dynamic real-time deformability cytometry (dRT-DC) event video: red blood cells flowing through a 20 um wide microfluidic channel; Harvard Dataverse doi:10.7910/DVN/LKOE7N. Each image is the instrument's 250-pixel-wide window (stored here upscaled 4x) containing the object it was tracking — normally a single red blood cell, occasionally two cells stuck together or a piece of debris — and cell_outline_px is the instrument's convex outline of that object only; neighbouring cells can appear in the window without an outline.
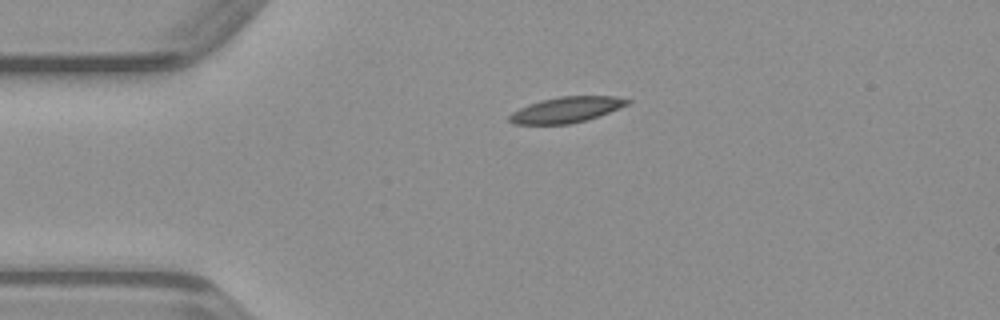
{"species": "common noctule bat (a hibernating species)", "species_latin": "Nyctalus noctula", "temperature_condition": "warm", "stored_images_in_passage": 39, "camera_frame_rate_fps": 3000, "um_per_image_px": 0.085, "animal": {"sex": "male", "body_mass_g": 23.1, "forearm_length_mm": 52.7}, "frame": {"image": 1, "passage_image": 1, "time_ms": 0.0, "image_size_px": [1000, 320], "cell_outline_px": [[632, 100], [628, 104], [608, 112], [584, 120], [568, 124], [512, 124], [508, 120], [508, 116], [512, 112], [528, 104], [540, 100], [560, 96], [616, 96]], "centroid_in_image_um": [48.09, 9.32], "position_along_channel_um": 36.9, "area_um2": 17.51}}
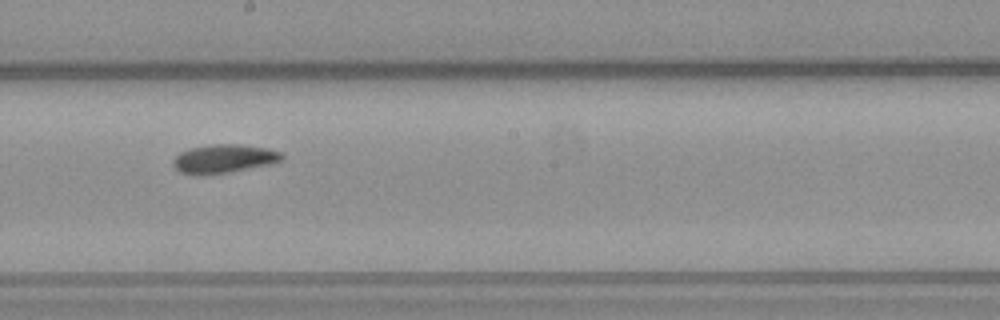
{"frame": {"image": 2, "passage_image": 17, "time_ms": 5.333, "image_size_px": [1000, 320], "cell_outline_px": [[284, 160], [268, 164], [228, 172], [196, 176], [180, 172], [172, 164], [172, 160], [180, 152], [188, 148], [216, 144], [236, 144], [268, 148], [284, 152]], "centroid_in_image_um": [19.02, 13.49], "position_along_channel_um": 229.2, "area_um2": 18.21}}
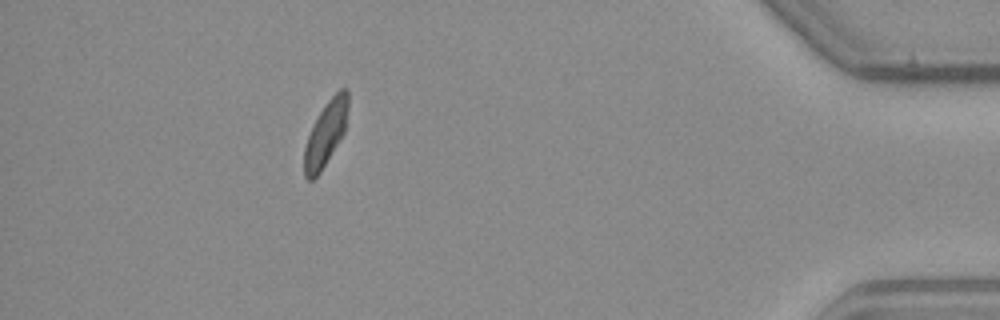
{"frame": {"image": 3, "passage_image": 34, "time_ms": 11.0, "image_size_px": [1000, 320], "cell_outline_px": [[348, 108], [344, 132], [320, 172], [312, 180], [308, 180], [304, 176], [304, 148], [308, 136], [320, 112], [328, 100], [340, 88], [348, 88]], "centroid_in_image_um": [27.69, 11.34], "position_along_channel_um": 407.5, "area_um2": 16.13}}